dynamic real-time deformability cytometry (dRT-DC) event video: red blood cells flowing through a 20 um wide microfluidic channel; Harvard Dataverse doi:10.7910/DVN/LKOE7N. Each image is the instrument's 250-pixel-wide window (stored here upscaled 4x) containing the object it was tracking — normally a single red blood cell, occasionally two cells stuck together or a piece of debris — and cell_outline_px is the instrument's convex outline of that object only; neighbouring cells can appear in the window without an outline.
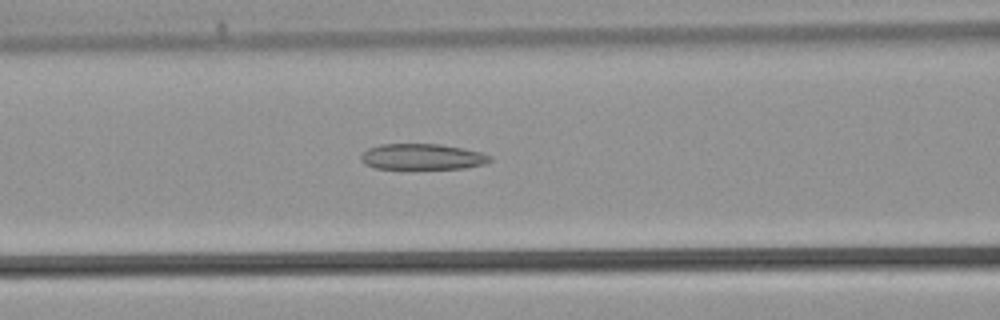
{"species": "common noctule bat (a hibernating species)", "species_latin": "Nyctalus noctula", "temperature_condition": "warm", "stored_images_in_passage": 38, "camera_frame_rate_fps": 3000, "um_per_image_px": 0.085, "animal": {"sex": "male", "body_mass_g": 21.5, "forearm_length_mm": 52.0}, "frame": {"image": 1, "passage_image": 15, "time_ms": 4.667, "image_size_px": [1000, 320], "cell_outline_px": [[492, 160], [484, 164], [464, 168], [376, 168], [364, 164], [360, 160], [360, 156], [368, 148], [380, 144], [440, 144], [480, 152], [492, 156]], "centroid_in_image_um": [35.87, 13.32], "position_along_channel_um": 130.7, "area_um2": 19.25}}
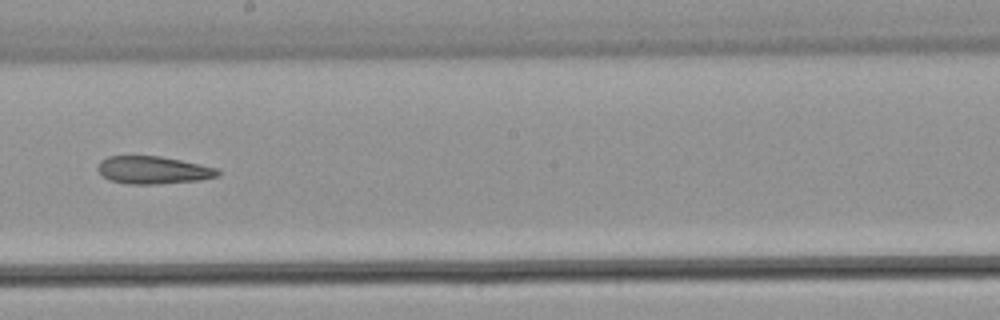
{"frame": {"image": 2, "passage_image": 21, "time_ms": 6.667, "image_size_px": [1000, 320], "cell_outline_px": [[220, 176], [200, 180], [156, 184], [124, 184], [108, 180], [96, 168], [100, 160], [108, 156], [160, 156], [200, 164], [216, 168], [220, 172]], "centroid_in_image_um": [13.0, 14.46], "position_along_channel_um": 235.2, "area_um2": 19.42}}
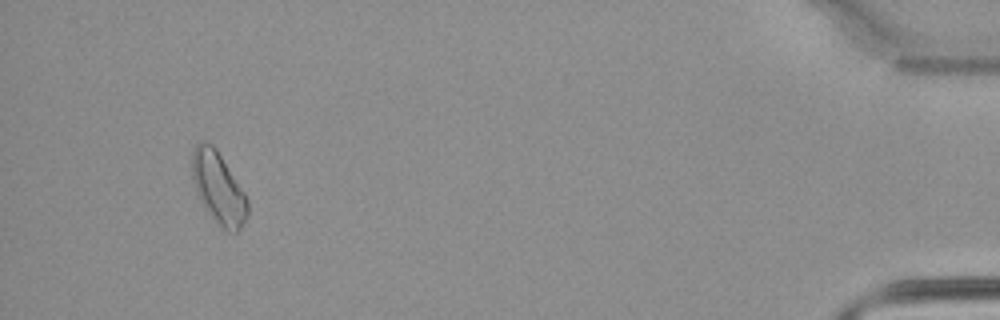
{"frame": {"image": 3, "passage_image": 36, "time_ms": 11.667, "image_size_px": [1000, 320], "cell_outline_px": [[248, 216], [240, 228], [236, 232], [228, 232], [204, 208], [196, 188], [192, 176], [192, 152], [196, 144], [200, 140], [204, 140], [212, 144], [216, 148], [244, 192], [248, 200]], "centroid_in_image_um": [18.57, 15.94], "position_along_channel_um": 416.6, "area_um2": 22.83}}